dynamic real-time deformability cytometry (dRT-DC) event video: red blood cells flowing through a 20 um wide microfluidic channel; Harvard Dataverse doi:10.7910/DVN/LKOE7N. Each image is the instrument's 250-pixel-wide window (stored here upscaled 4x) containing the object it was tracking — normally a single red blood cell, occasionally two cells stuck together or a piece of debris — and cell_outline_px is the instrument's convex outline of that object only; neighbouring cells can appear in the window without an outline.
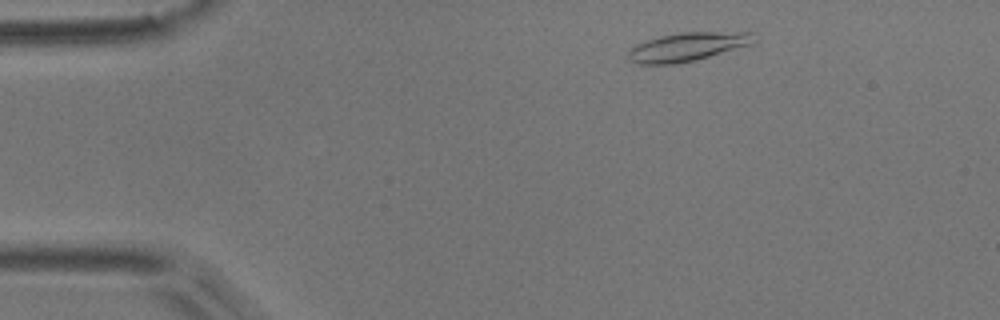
{"species": "common noctule bat (a hibernating species)", "species_latin": "Nyctalus noctula", "temperature_condition": "room temperature", "stored_images_in_passage": 3, "camera_frame_rate_fps": 3000, "um_per_image_px": 0.085, "animal": {"sex": "male", "body_mass_g": 17.9}, "frame": {"image": 1, "passage_image": 1, "time_ms": 0.0, "image_size_px": [1000, 320], "cell_outline_px": [[756, 40], [752, 44], [696, 60], [676, 64], [636, 64], [628, 60], [628, 52], [636, 44], [660, 36], [680, 32], [752, 32]], "centroid_in_image_um": [58.43, 3.98], "position_along_channel_um": 26.6, "area_um2": 20.98}}